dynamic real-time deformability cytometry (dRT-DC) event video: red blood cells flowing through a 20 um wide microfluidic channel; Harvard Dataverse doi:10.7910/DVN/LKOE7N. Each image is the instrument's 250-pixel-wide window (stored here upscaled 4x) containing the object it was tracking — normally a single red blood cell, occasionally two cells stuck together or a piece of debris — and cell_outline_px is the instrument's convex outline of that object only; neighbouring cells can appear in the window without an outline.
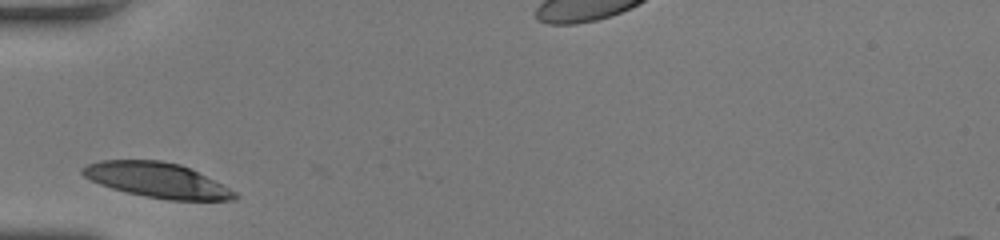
{"species": "human", "species_latin": "Homo sapiens", "temperature_condition": "room temperature", "stored_images_in_passage": 25, "camera_frame_rate_fps": 3000, "um_per_image_px": 0.085, "donor": {"sex": "female"}, "frame": {"image": 1, "passage_image": 1, "time_ms": 0.0, "image_size_px": [1000, 240], "cell_outline_px": [[240, 196], [236, 200], [168, 200], [144, 196], [112, 188], [100, 184], [84, 176], [80, 172], [80, 168], [88, 164], [100, 160], [160, 160], [180, 164], [236, 192]], "centroid_in_image_um": [13.32, 15.31], "position_along_channel_um": 71.7, "area_um2": 30.63}}
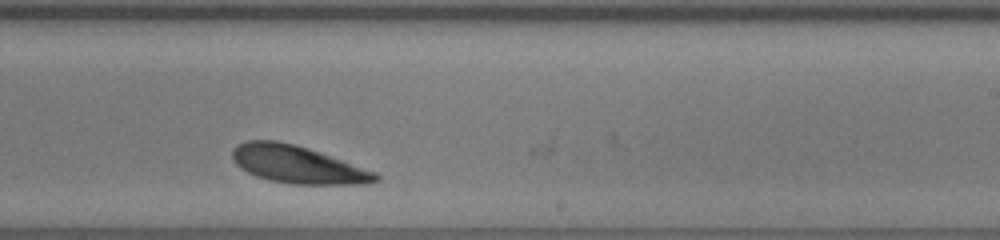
{"frame": {"image": 2, "passage_image": 16, "time_ms": 5.0, "image_size_px": [1000, 240], "cell_outline_px": [[380, 180], [368, 184], [288, 184], [268, 180], [256, 176], [248, 172], [236, 164], [232, 160], [232, 148], [236, 144], [248, 140], [276, 140], [296, 144], [320, 152], [376, 172], [380, 176]], "centroid_in_image_um": [25.28, 13.98], "position_along_channel_um": 263.7, "area_um2": 31.56}}
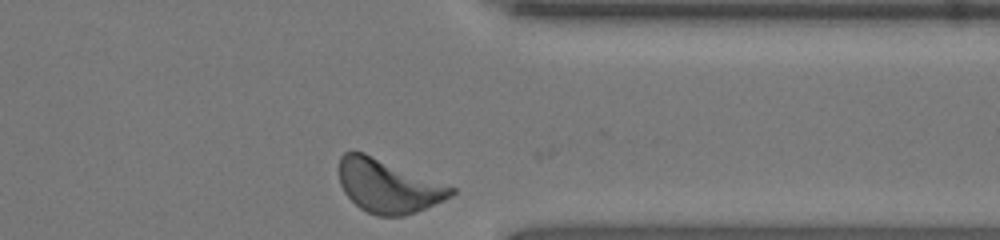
{"frame": {"image": 3, "passage_image": 25, "time_ms": 8.0, "image_size_px": [1000, 240], "cell_outline_px": [[456, 192], [452, 196], [444, 200], [416, 212], [404, 216], [376, 216], [360, 208], [344, 192], [340, 184], [340, 156], [344, 152], [364, 152], [456, 188]], "centroid_in_image_um": [33.0, 15.82], "position_along_channel_um": 378.4, "area_um2": 34.62}, "authors_computed_cell_mechanics": {"area_um2": 31.212, "velocity_mm_per_s": 3.8738, "shape_relaxation_time_tau1_ms": 1.3998, "shape_relaxation_time_tau2_ms": null, "deformation_change_tau1": 0.1233, "deformation_change_tau2": null}}